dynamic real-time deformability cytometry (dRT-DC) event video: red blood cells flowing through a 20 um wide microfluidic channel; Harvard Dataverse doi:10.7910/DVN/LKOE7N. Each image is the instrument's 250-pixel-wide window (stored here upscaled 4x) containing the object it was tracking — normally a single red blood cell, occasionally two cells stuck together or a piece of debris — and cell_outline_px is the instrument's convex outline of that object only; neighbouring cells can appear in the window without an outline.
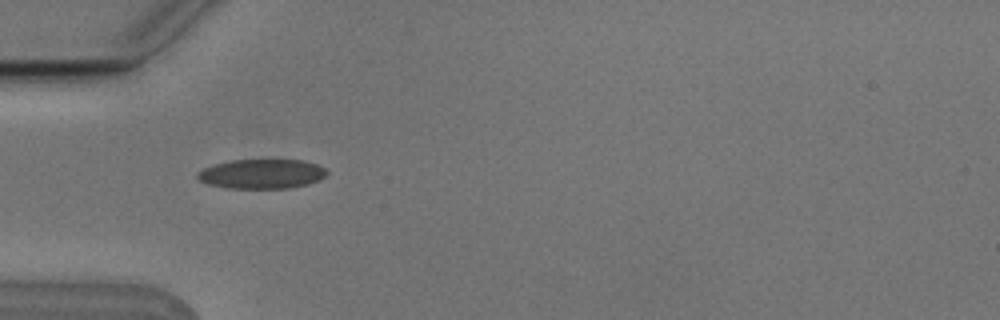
{"species": "Egyptian fruit bat (a non-hibernating species)", "species_latin": "Rousettus aegyptiacus", "temperature_condition": "cold", "stored_images_in_passage": 14, "camera_frame_rate_fps": 3000, "um_per_image_px": 0.085, "animal": {"sex": "male"}, "frame": {"image": 1, "passage_image": 4, "time_ms": 1.0, "image_size_px": [1000, 320], "cell_outline_px": [[328, 172], [320, 180], [308, 184], [288, 188], [228, 188], [208, 184], [200, 180], [196, 176], [196, 172], [212, 164], [232, 160], [304, 160], [316, 164], [324, 168]], "centroid_in_image_um": [22.23, 14.78], "position_along_channel_um": 62.8, "area_um2": 22.25}}
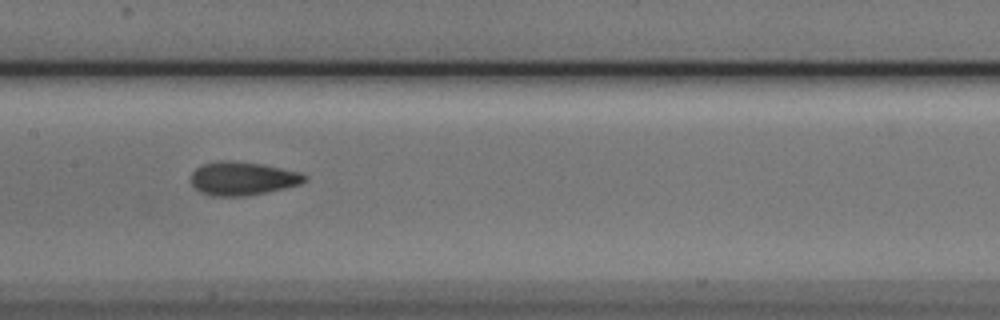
{"frame": {"image": 2, "passage_image": 7, "time_ms": 2.0, "image_size_px": [1000, 320], "cell_outline_px": [[308, 180], [300, 184], [284, 188], [244, 196], [212, 196], [200, 192], [192, 184], [192, 172], [200, 164], [216, 160], [232, 160], [264, 164], [300, 172], [308, 176]], "centroid_in_image_um": [20.62, 15.15], "position_along_channel_um": 186.8, "area_um2": 22.37}}
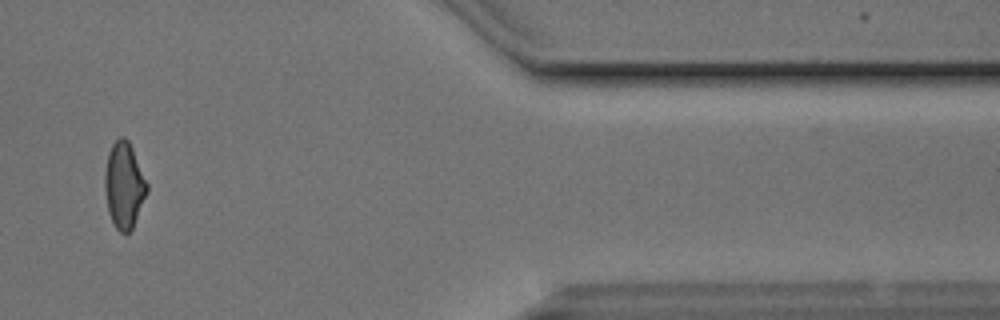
{"frame": {"image": 3, "passage_image": 12, "time_ms": 3.667, "image_size_px": [1000, 320], "cell_outline_px": [[148, 192], [132, 228], [128, 232], [120, 232], [116, 228], [108, 212], [104, 188], [104, 176], [108, 152], [112, 144], [120, 136], [124, 136], [128, 140], [132, 148], [148, 184]], "centroid_in_image_um": [10.54, 15.73], "position_along_channel_um": 400.9, "area_um2": 21.1}}